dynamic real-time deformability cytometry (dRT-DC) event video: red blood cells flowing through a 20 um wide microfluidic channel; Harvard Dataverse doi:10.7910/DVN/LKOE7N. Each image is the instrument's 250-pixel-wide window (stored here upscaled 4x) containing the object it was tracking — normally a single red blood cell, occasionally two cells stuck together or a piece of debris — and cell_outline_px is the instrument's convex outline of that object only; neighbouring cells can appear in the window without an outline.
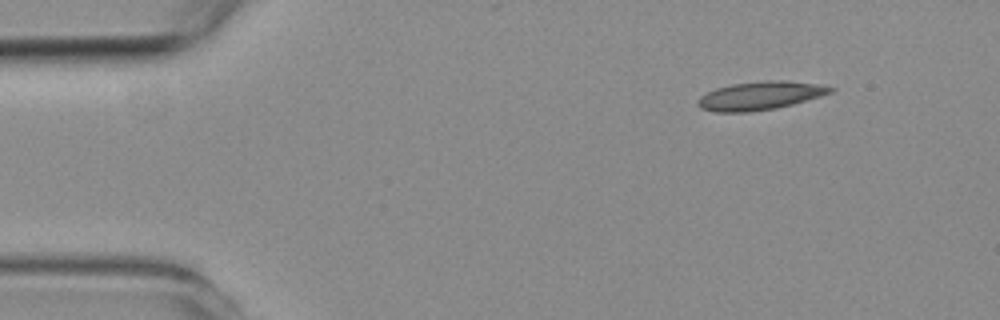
{"species": "common noctule bat (a hibernating species)", "species_latin": "Nyctalus noctula", "temperature_condition": "room temperature", "stored_images_in_passage": 4, "camera_frame_rate_fps": 3000, "um_per_image_px": 0.085, "animal": {"sex": "female", "body_mass_g": 19.3, "forearm_length_mm": 54.1}, "frame": {"image": 1, "passage_image": 1, "time_ms": 0.0, "image_size_px": [1000, 320], "cell_outline_px": [[836, 88], [832, 92], [820, 96], [792, 104], [776, 108], [748, 112], [716, 112], [700, 108], [696, 104], [696, 100], [700, 96], [716, 88], [732, 84], [768, 80], [784, 80], [820, 84]], "centroid_in_image_um": [64.59, 8.13], "position_along_channel_um": 20.4, "area_um2": 21.91}}
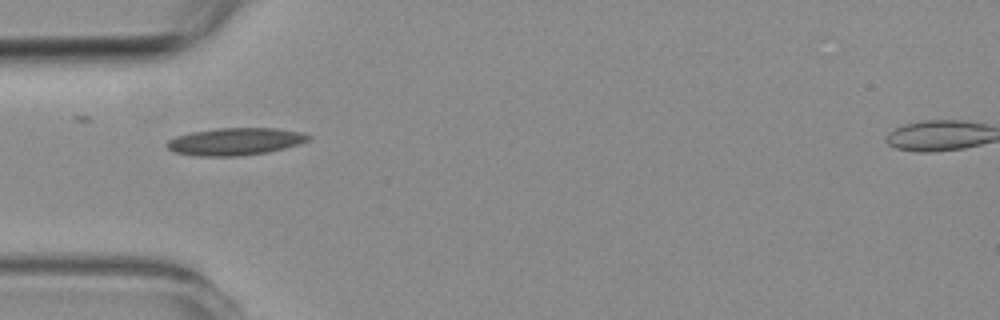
{"frame": {"image": 2, "passage_image": 4, "time_ms": 3.333, "image_size_px": [1000, 320], "cell_outline_px": [[312, 136], [308, 140], [284, 148], [268, 152], [240, 156], [196, 156], [172, 152], [164, 144], [168, 140], [176, 136], [192, 132], [216, 128], [276, 128], [300, 132]], "centroid_in_image_um": [19.93, 12.03], "position_along_channel_um": 65.1, "area_um2": 22.54}}